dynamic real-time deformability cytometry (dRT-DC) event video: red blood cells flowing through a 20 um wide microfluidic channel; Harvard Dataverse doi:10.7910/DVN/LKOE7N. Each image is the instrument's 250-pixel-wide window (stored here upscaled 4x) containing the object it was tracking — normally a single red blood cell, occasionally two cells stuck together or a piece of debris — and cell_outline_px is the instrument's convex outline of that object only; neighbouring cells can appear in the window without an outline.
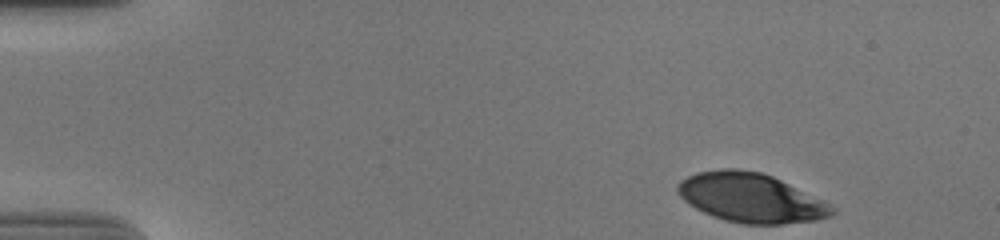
{"species": "human", "species_latin": "Homo sapiens", "temperature_condition": "cold", "stored_images_in_passage": 51, "camera_frame_rate_fps": 3000, "um_per_image_px": 0.085, "donor": {"sex": "male"}, "frame": {"image": 1, "passage_image": 1, "time_ms": 0.0, "image_size_px": [1000, 240], "cell_outline_px": [[836, 212], [832, 216], [816, 220], [784, 224], [744, 224], [724, 220], [712, 216], [688, 204], [676, 192], [676, 184], [680, 180], [696, 172], [720, 168], [736, 168], [760, 172], [772, 176], [824, 200], [836, 208]], "centroid_in_image_um": [63.81, 16.81], "position_along_channel_um": 21.2, "area_um2": 44.62}}
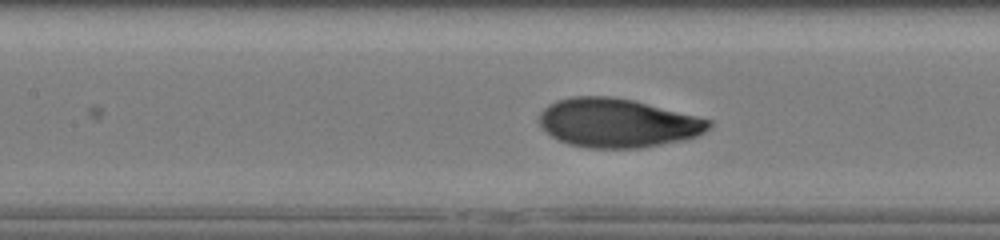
{"frame": {"image": 2, "passage_image": 21, "time_ms": 6.667, "image_size_px": [1000, 240], "cell_outline_px": [[712, 124], [704, 132], [696, 136], [684, 140], [640, 148], [588, 148], [568, 144], [552, 136], [536, 120], [540, 112], [548, 104], [556, 100], [572, 96], [612, 96], [632, 100], [712, 120]], "centroid_in_image_um": [52.45, 10.45], "position_along_channel_um": 154.9, "area_um2": 48.26}}
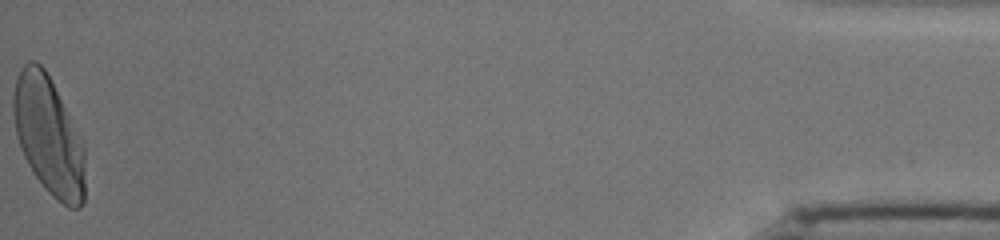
{"frame": {"image": 3, "passage_image": 51, "time_ms": 16.667, "image_size_px": [1000, 240], "cell_outline_px": [[84, 204], [80, 208], [68, 208], [56, 200], [44, 188], [32, 172], [24, 156], [16, 136], [12, 108], [12, 96], [16, 76], [20, 68], [28, 60], [36, 60], [44, 68], [84, 140]], "centroid_in_image_um": [4.12, 11.53], "position_along_channel_um": 431.1, "area_um2": 50.05}, "authors_computed_cell_mechanics": {"area_um2": 46.818, "velocity_mm_per_s": 3.6614, "shape_relaxation_time_tau1_ms": 3.2375, "shape_relaxation_time_tau2_ms": null, "deformation_change_tau1": 0.1765, "deformation_change_tau2": null}}